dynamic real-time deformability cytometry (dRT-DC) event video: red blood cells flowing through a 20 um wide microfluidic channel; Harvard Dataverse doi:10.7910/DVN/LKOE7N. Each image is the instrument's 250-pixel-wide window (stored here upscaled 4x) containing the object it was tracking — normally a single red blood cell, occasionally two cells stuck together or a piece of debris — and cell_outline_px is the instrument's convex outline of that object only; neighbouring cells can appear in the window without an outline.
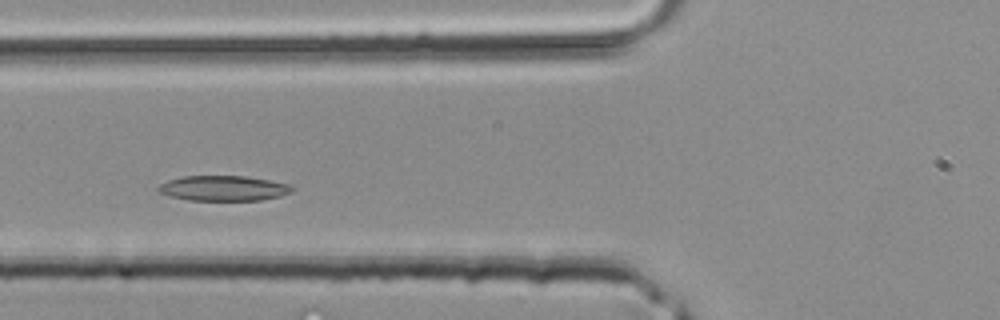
{"species": "common noctule bat (a hibernating species)", "species_latin": "Nyctalus noctula", "temperature_condition": "room temperature", "stored_images_in_passage": 30, "camera_frame_rate_fps": 3000, "um_per_image_px": 0.085, "animal": {"sex": "male", "body_mass_g": 20.4}, "frame": {"image": 1, "passage_image": 7, "time_ms": 2.0, "image_size_px": [1000, 320], "cell_outline_px": [[292, 192], [280, 196], [260, 200], [188, 200], [168, 196], [160, 192], [156, 188], [160, 184], [168, 180], [184, 176], [244, 176], [268, 180], [288, 184], [292, 188]], "centroid_in_image_um": [18.95, 16.0], "position_along_channel_um": 106.8, "area_um2": 19.48}}
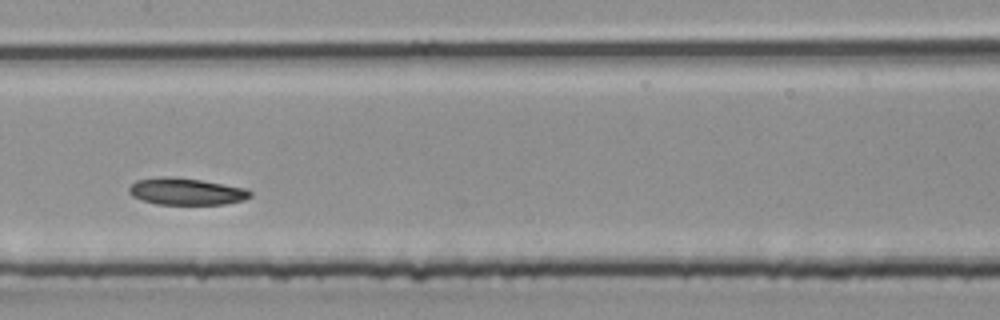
{"frame": {"image": 2, "passage_image": 12, "time_ms": 3.667, "image_size_px": [1000, 320], "cell_outline_px": [[252, 196], [244, 200], [224, 204], [156, 204], [140, 200], [132, 196], [128, 192], [128, 188], [136, 180], [160, 176], [176, 176], [248, 188], [252, 192]], "centroid_in_image_um": [15.82, 16.27], "position_along_channel_um": 191.6, "area_um2": 19.25}}
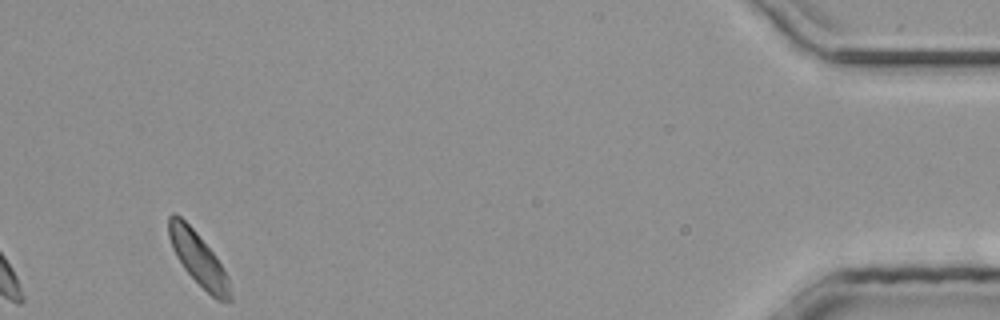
{"frame": {"image": 3, "passage_image": 30, "time_ms": 9.667, "image_size_px": [1000, 320], "cell_outline_px": [[232, 300], [216, 300], [184, 268], [176, 256], [172, 248], [168, 236], [168, 216], [172, 212], [176, 212], [196, 232], [216, 256], [228, 276], [232, 296]], "centroid_in_image_um": [16.84, 21.96], "position_along_channel_um": 418.4, "area_um2": 18.79}}